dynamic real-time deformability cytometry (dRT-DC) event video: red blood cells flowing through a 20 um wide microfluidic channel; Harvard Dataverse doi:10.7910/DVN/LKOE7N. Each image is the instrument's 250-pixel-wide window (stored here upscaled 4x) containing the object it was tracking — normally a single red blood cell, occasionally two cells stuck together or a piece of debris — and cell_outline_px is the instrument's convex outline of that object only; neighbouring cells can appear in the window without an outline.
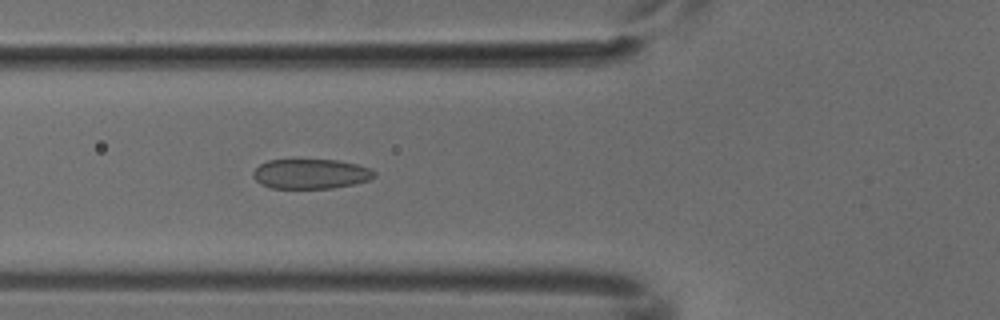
{"species": "common noctule bat (a hibernating species)", "species_latin": "Nyctalus noctula", "temperature_condition": "cold", "stored_images_in_passage": 4, "camera_frame_rate_fps": 3000, "um_per_image_px": 0.085, "animal": {"sex": "male", "body_mass_g": 18.8}, "frame": {"image": 1, "passage_image": 4, "time_ms": 1.0, "image_size_px": [1000, 320], "cell_outline_px": [[376, 176], [368, 180], [356, 184], [332, 188], [272, 188], [260, 184], [252, 176], [252, 172], [260, 164], [268, 160], [336, 160], [356, 164], [372, 168], [376, 172]], "centroid_in_image_um": [26.43, 14.78], "position_along_channel_um": 99.4, "area_um2": 21.15}}